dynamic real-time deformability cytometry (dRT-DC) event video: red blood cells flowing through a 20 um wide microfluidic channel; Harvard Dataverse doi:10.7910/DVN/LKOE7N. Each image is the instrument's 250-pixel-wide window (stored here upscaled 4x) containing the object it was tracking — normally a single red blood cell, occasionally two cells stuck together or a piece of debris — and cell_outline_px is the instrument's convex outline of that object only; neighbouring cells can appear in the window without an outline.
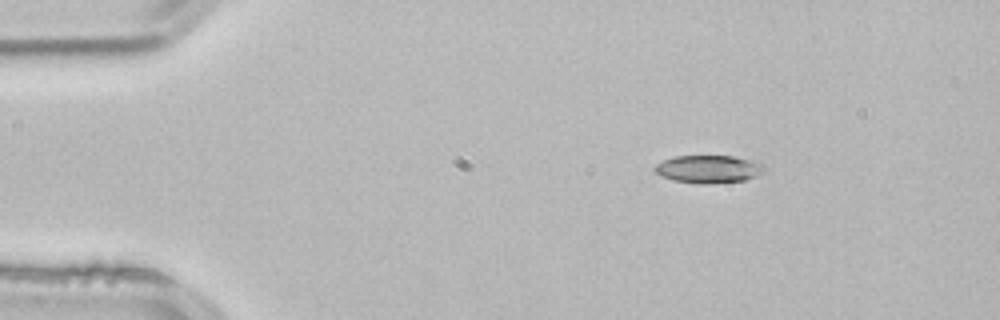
{"species": "common noctule bat (a hibernating species)", "species_latin": "Nyctalus noctula", "temperature_condition": "room temperature", "stored_images_in_passage": 2, "camera_frame_rate_fps": 3000, "um_per_image_px": 0.085, "animal": {"sex": "male", "body_mass_g": 21.5, "forearm_length_mm": 52.0}, "frame": {"image": 1, "passage_image": 1, "time_ms": 0.0, "image_size_px": [1000, 320], "cell_outline_px": [[764, 168], [756, 176], [744, 180], [672, 180], [660, 176], [652, 168], [656, 164], [664, 160], [676, 156], [732, 156], [756, 160], [764, 164]], "centroid_in_image_um": [60.22, 14.29], "position_along_channel_um": 24.8, "area_um2": 16.65}}